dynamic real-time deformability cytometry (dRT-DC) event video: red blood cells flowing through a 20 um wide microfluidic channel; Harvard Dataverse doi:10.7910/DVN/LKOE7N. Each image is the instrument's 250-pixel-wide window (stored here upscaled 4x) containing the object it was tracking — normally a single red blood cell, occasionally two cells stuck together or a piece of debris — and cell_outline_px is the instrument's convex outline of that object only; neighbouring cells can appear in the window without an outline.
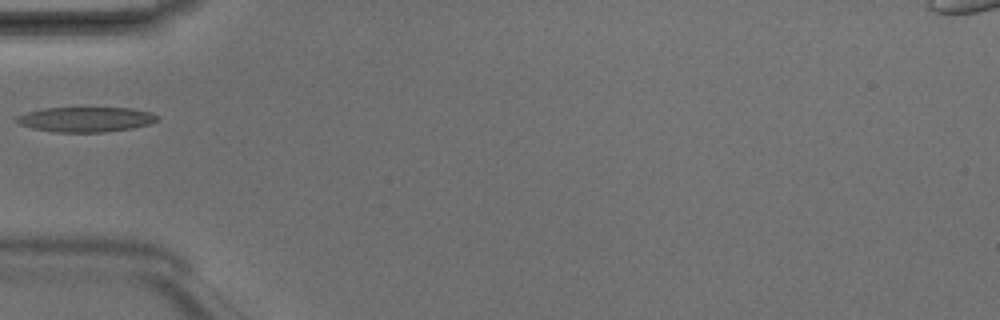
{"species": "Egyptian fruit bat (a non-hibernating species)", "species_latin": "Rousettus aegyptiacus", "temperature_condition": "room temperature", "stored_images_in_passage": 5, "camera_frame_rate_fps": 3000, "um_per_image_px": 0.085, "animal": {"sex": "male"}, "frame": {"image": 1, "passage_image": 5, "time_ms": 1.333, "image_size_px": [1000, 320], "cell_outline_px": [[160, 116], [156, 120], [148, 124], [132, 128], [104, 132], [52, 132], [32, 128], [20, 124], [12, 120], [16, 116], [28, 112], [44, 108], [132, 108], [152, 112]], "centroid_in_image_um": [7.27, 10.15], "position_along_channel_um": 77.7, "area_um2": 20.52}}